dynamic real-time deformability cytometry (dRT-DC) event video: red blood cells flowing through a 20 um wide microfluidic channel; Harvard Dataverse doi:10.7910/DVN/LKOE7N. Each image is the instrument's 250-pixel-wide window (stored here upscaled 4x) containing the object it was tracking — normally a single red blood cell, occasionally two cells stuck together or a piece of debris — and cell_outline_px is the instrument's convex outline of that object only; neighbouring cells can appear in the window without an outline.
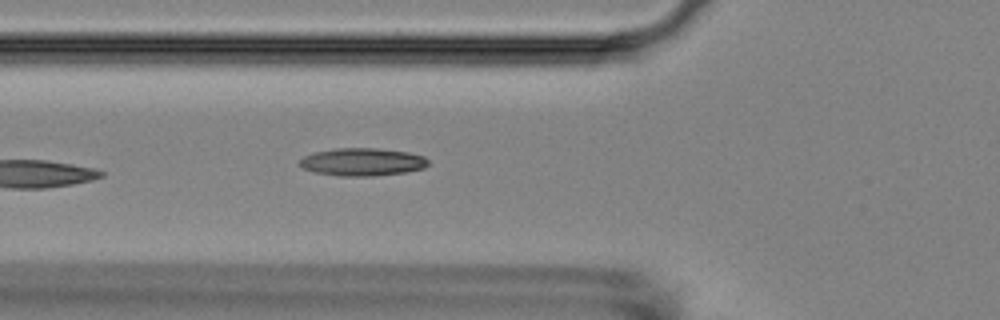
{"species": "Egyptian fruit bat (a non-hibernating species)", "species_latin": "Rousettus aegyptiacus", "temperature_condition": "room temperature", "stored_images_in_passage": 5, "camera_frame_rate_fps": 3000, "um_per_image_px": 0.085, "animal": {"sex": "female"}, "frame": {"image": 1, "passage_image": 5, "time_ms": 4.667, "image_size_px": [1000, 320], "cell_outline_px": [[428, 164], [424, 168], [404, 172], [372, 176], [340, 176], [316, 172], [304, 168], [300, 164], [300, 160], [304, 156], [316, 152], [336, 148], [376, 148], [408, 152], [424, 156], [428, 160]], "centroid_in_image_um": [30.83, 13.76], "position_along_channel_um": 95.0, "area_um2": 20.58}}